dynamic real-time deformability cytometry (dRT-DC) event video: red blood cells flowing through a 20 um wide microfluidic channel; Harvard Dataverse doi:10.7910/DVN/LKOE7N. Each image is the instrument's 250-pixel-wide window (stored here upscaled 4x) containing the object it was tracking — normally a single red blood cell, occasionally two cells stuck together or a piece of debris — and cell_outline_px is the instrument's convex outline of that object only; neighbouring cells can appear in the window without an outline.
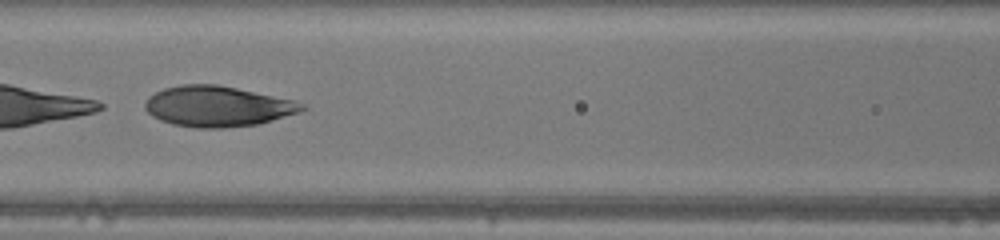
{"species": "human", "species_latin": "Homo sapiens", "temperature_condition": "warm", "stored_images_in_passage": 40, "camera_frame_rate_fps": 3000, "um_per_image_px": 0.085, "donor": {"sex": "male"}, "frame": {"image": 1, "passage_image": 15, "time_ms": 4.667, "image_size_px": [1000, 240], "cell_outline_px": [[308, 108], [300, 112], [272, 120], [256, 124], [224, 128], [196, 128], [172, 124], [160, 120], [152, 116], [144, 108], [144, 104], [148, 96], [164, 88], [180, 84], [216, 84], [296, 100], [304, 104]], "centroid_in_image_um": [18.48, 9.04], "position_along_channel_um": 148.1, "area_um2": 37.22}}
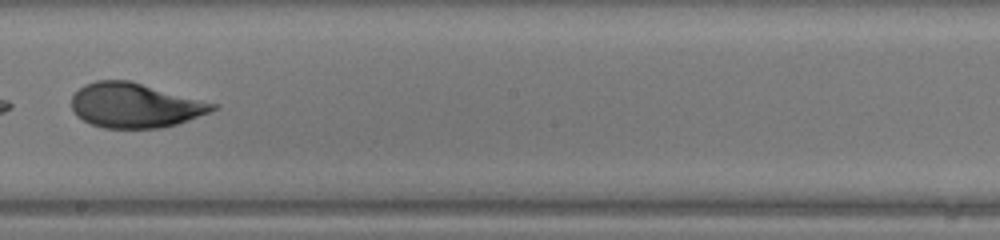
{"frame": {"image": 2, "passage_image": 21, "time_ms": 6.667, "image_size_px": [1000, 240], "cell_outline_px": [[220, 108], [188, 120], [176, 124], [160, 128], [104, 128], [92, 124], [76, 116], [72, 108], [72, 96], [84, 84], [96, 80], [128, 80], [220, 104]], "centroid_in_image_um": [11.5, 8.95], "position_along_channel_um": 236.7, "area_um2": 36.76}}
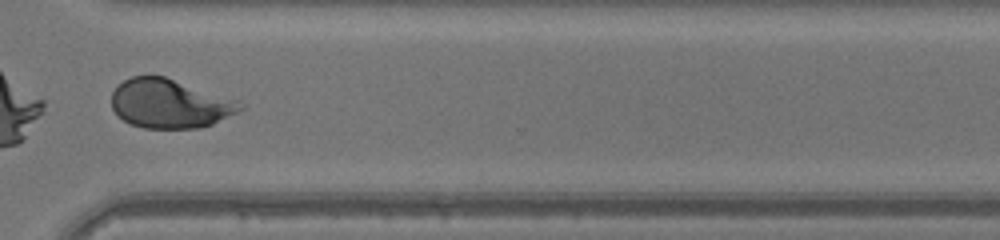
{"frame": {"image": 3, "passage_image": 29, "time_ms": 9.333, "image_size_px": [1000, 240], "cell_outline_px": [[244, 108], [212, 124], [196, 128], [144, 128], [132, 124], [124, 120], [112, 108], [112, 92], [124, 80], [132, 76], [164, 76], [240, 100], [244, 104]], "centroid_in_image_um": [14.46, 8.8], "position_along_channel_um": 356.1, "area_um2": 36.53}}